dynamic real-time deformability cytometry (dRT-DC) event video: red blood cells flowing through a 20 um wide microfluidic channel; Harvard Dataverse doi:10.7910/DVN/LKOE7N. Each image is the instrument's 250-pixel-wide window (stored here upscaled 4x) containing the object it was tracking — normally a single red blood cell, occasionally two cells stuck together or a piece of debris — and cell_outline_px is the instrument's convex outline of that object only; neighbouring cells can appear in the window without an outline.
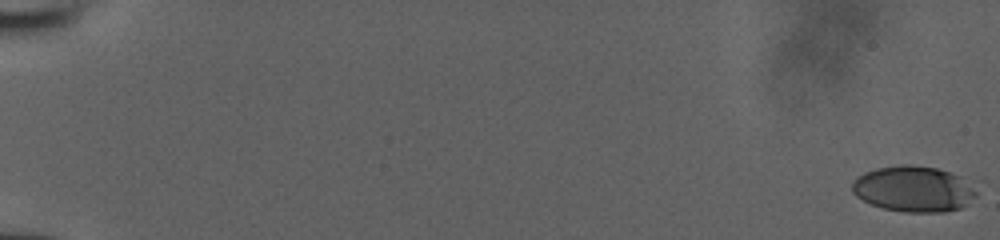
{"species": "human", "species_latin": "Homo sapiens", "temperature_condition": "room temperature", "stored_images_in_passage": 54, "camera_frame_rate_fps": 3000, "um_per_image_px": 0.085, "donor": {"sex": "male"}, "frame": {"image": 1, "passage_image": 1, "time_ms": 0.0, "image_size_px": [1000, 240], "cell_outline_px": [[976, 196], [968, 204], [960, 208], [944, 212], [904, 212], [884, 208], [872, 204], [856, 196], [852, 192], [852, 180], [856, 176], [864, 172], [876, 168], [900, 164], [908, 164], [936, 168], [960, 176], [976, 188]], "centroid_in_image_um": [77.64, 16.05], "position_along_channel_um": 7.4, "area_um2": 33.29}}
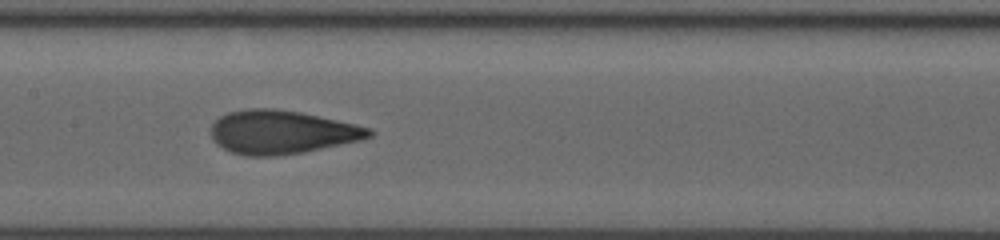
{"frame": {"image": 2, "passage_image": 30, "time_ms": 9.667, "image_size_px": [1000, 240], "cell_outline_px": [[376, 132], [372, 136], [364, 140], [304, 152], [276, 156], [244, 156], [232, 152], [216, 144], [212, 140], [212, 124], [220, 116], [228, 112], [248, 108], [272, 108], [300, 112], [372, 128]], "centroid_in_image_um": [23.97, 11.24], "position_along_channel_um": 183.4, "area_um2": 40.34}}
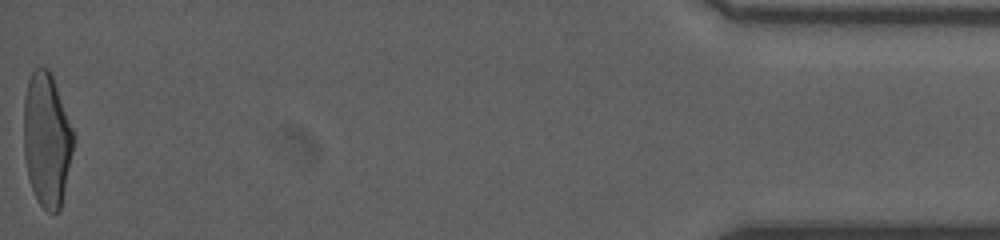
{"frame": {"image": 3, "passage_image": 54, "time_ms": 17.667, "image_size_px": [1000, 240], "cell_outline_px": [[72, 152], [60, 212], [48, 212], [40, 204], [32, 188], [28, 176], [24, 156], [24, 100], [28, 80], [32, 72], [36, 68], [48, 68], [52, 72], [72, 128]], "centroid_in_image_um": [3.96, 11.85], "position_along_channel_um": 431.2, "area_um2": 38.38}}